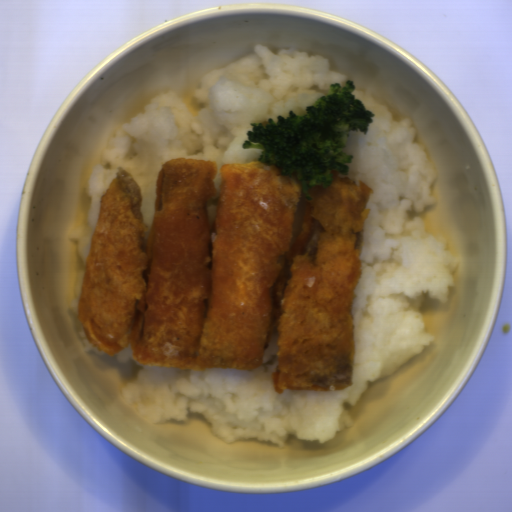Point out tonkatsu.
Returning <instances> with one entry per match:
<instances>
[{
    "label": "tonkatsu",
    "instance_id": "obj_1",
    "mask_svg": "<svg viewBox=\"0 0 512 512\" xmlns=\"http://www.w3.org/2000/svg\"><path fill=\"white\" fill-rule=\"evenodd\" d=\"M175 158L142 189L117 168L101 196L77 320L97 350L143 366L255 370L278 333L276 394L354 385L352 309L372 189L331 172L307 188L260 161Z\"/></svg>",
    "mask_w": 512,
    "mask_h": 512
}]
</instances>
